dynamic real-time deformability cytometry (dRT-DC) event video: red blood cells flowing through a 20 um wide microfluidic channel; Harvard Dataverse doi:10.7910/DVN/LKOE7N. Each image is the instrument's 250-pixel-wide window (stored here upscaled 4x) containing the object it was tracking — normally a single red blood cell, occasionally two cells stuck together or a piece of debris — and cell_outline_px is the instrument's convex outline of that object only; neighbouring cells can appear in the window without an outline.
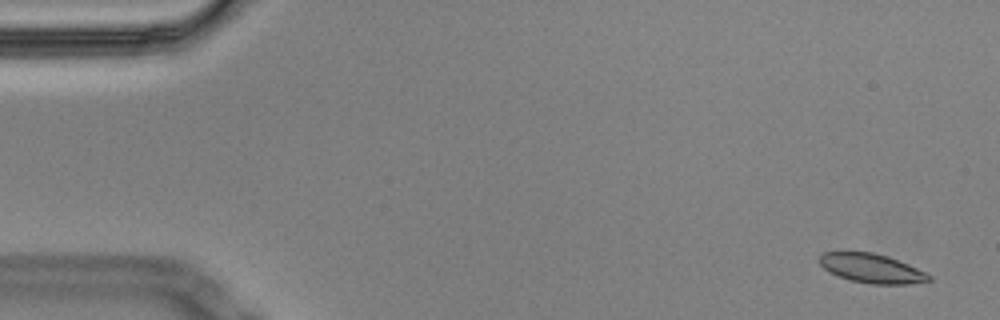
{"species": "Egyptian fruit bat (a non-hibernating species)", "species_latin": "Rousettus aegyptiacus", "temperature_condition": "cold", "stored_images_in_passage": 56, "segment_of_instrument_passage": [1, 2], "camera_frame_rate_fps": 3000, "um_per_image_px": 0.085, "animal": {"sex": "male"}, "frame": {"image": 1, "passage_image": 1, "time_ms": 0.0, "image_size_px": [1000, 320], "cell_outline_px": [[932, 280], [908, 284], [872, 284], [848, 280], [824, 268], [820, 264], [820, 256], [824, 252], [872, 252], [888, 256], [908, 264], [932, 276]], "centroid_in_image_um": [74.11, 22.81], "position_along_channel_um": 10.9, "area_um2": 18.38}}
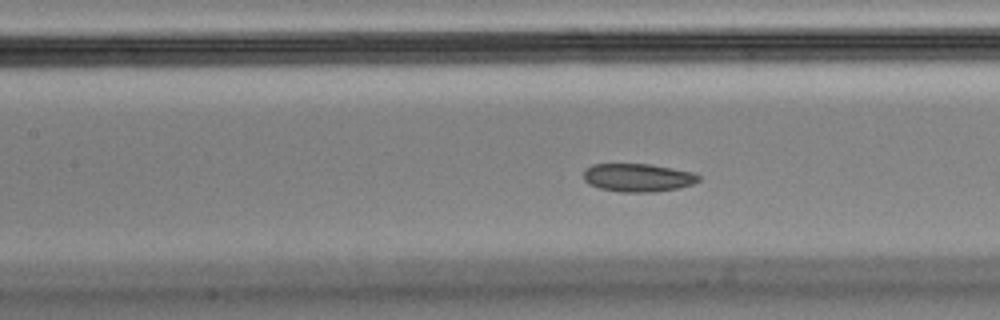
{"frame": {"image": 2, "passage_image": 24, "time_ms": 7.667, "image_size_px": [1000, 320], "cell_outline_px": [[700, 180], [692, 184], [680, 188], [656, 192], [620, 192], [600, 188], [588, 184], [584, 180], [584, 168], [592, 164], [648, 164], [672, 168], [692, 172], [700, 176]], "centroid_in_image_um": [54.21, 15.1], "position_along_channel_um": 153.2, "area_um2": 19.02}}
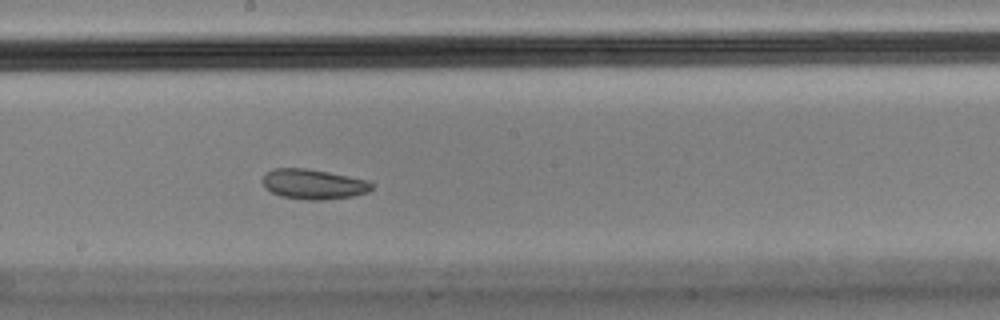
{"frame": {"image": 3, "passage_image": 30, "time_ms": 9.667, "image_size_px": [1000, 320], "cell_outline_px": [[372, 188], [368, 192], [352, 196], [324, 200], [308, 200], [280, 196], [264, 188], [264, 176], [272, 168], [308, 168], [368, 180], [372, 184]], "centroid_in_image_um": [26.64, 15.65], "position_along_channel_um": 221.6, "area_um2": 19.02}}